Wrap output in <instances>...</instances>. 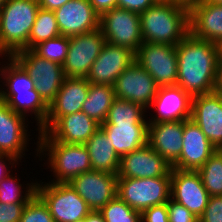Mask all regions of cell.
Listing matches in <instances>:
<instances>
[{
    "instance_id": "cell-10",
    "label": "cell",
    "mask_w": 222,
    "mask_h": 222,
    "mask_svg": "<svg viewBox=\"0 0 222 222\" xmlns=\"http://www.w3.org/2000/svg\"><path fill=\"white\" fill-rule=\"evenodd\" d=\"M105 42V37L99 28L92 32L69 37L67 56L62 65L65 76L67 78H86Z\"/></svg>"
},
{
    "instance_id": "cell-8",
    "label": "cell",
    "mask_w": 222,
    "mask_h": 222,
    "mask_svg": "<svg viewBox=\"0 0 222 222\" xmlns=\"http://www.w3.org/2000/svg\"><path fill=\"white\" fill-rule=\"evenodd\" d=\"M34 80L35 89L49 105L66 78L62 65L36 55L32 50H21L12 56Z\"/></svg>"
},
{
    "instance_id": "cell-13",
    "label": "cell",
    "mask_w": 222,
    "mask_h": 222,
    "mask_svg": "<svg viewBox=\"0 0 222 222\" xmlns=\"http://www.w3.org/2000/svg\"><path fill=\"white\" fill-rule=\"evenodd\" d=\"M99 128V123L80 111L59 117L45 132H38L36 138L37 141L84 145Z\"/></svg>"
},
{
    "instance_id": "cell-14",
    "label": "cell",
    "mask_w": 222,
    "mask_h": 222,
    "mask_svg": "<svg viewBox=\"0 0 222 222\" xmlns=\"http://www.w3.org/2000/svg\"><path fill=\"white\" fill-rule=\"evenodd\" d=\"M170 164L148 144L120 158L117 178L171 177Z\"/></svg>"
},
{
    "instance_id": "cell-52",
    "label": "cell",
    "mask_w": 222,
    "mask_h": 222,
    "mask_svg": "<svg viewBox=\"0 0 222 222\" xmlns=\"http://www.w3.org/2000/svg\"><path fill=\"white\" fill-rule=\"evenodd\" d=\"M76 222H86V217L84 219L78 220Z\"/></svg>"
},
{
    "instance_id": "cell-47",
    "label": "cell",
    "mask_w": 222,
    "mask_h": 222,
    "mask_svg": "<svg viewBox=\"0 0 222 222\" xmlns=\"http://www.w3.org/2000/svg\"><path fill=\"white\" fill-rule=\"evenodd\" d=\"M215 91L222 95V66H219L218 68V78Z\"/></svg>"
},
{
    "instance_id": "cell-42",
    "label": "cell",
    "mask_w": 222,
    "mask_h": 222,
    "mask_svg": "<svg viewBox=\"0 0 222 222\" xmlns=\"http://www.w3.org/2000/svg\"><path fill=\"white\" fill-rule=\"evenodd\" d=\"M19 162L22 161L18 160L15 156L9 154H0V183L3 179L12 174L10 173V171H12V167L16 168V166L20 164Z\"/></svg>"
},
{
    "instance_id": "cell-41",
    "label": "cell",
    "mask_w": 222,
    "mask_h": 222,
    "mask_svg": "<svg viewBox=\"0 0 222 222\" xmlns=\"http://www.w3.org/2000/svg\"><path fill=\"white\" fill-rule=\"evenodd\" d=\"M154 3L153 0H117V7L140 14Z\"/></svg>"
},
{
    "instance_id": "cell-46",
    "label": "cell",
    "mask_w": 222,
    "mask_h": 222,
    "mask_svg": "<svg viewBox=\"0 0 222 222\" xmlns=\"http://www.w3.org/2000/svg\"><path fill=\"white\" fill-rule=\"evenodd\" d=\"M199 1L200 0H172V3H177L190 9L194 4H197Z\"/></svg>"
},
{
    "instance_id": "cell-48",
    "label": "cell",
    "mask_w": 222,
    "mask_h": 222,
    "mask_svg": "<svg viewBox=\"0 0 222 222\" xmlns=\"http://www.w3.org/2000/svg\"><path fill=\"white\" fill-rule=\"evenodd\" d=\"M155 3H172V0H153Z\"/></svg>"
},
{
    "instance_id": "cell-15",
    "label": "cell",
    "mask_w": 222,
    "mask_h": 222,
    "mask_svg": "<svg viewBox=\"0 0 222 222\" xmlns=\"http://www.w3.org/2000/svg\"><path fill=\"white\" fill-rule=\"evenodd\" d=\"M210 195L197 171L171 168V199L186 207L196 217L205 211Z\"/></svg>"
},
{
    "instance_id": "cell-38",
    "label": "cell",
    "mask_w": 222,
    "mask_h": 222,
    "mask_svg": "<svg viewBox=\"0 0 222 222\" xmlns=\"http://www.w3.org/2000/svg\"><path fill=\"white\" fill-rule=\"evenodd\" d=\"M199 222H222V195L210 196L205 211L199 217Z\"/></svg>"
},
{
    "instance_id": "cell-7",
    "label": "cell",
    "mask_w": 222,
    "mask_h": 222,
    "mask_svg": "<svg viewBox=\"0 0 222 222\" xmlns=\"http://www.w3.org/2000/svg\"><path fill=\"white\" fill-rule=\"evenodd\" d=\"M99 29L105 41L137 52L143 43L139 14L122 8H113L100 15Z\"/></svg>"
},
{
    "instance_id": "cell-31",
    "label": "cell",
    "mask_w": 222,
    "mask_h": 222,
    "mask_svg": "<svg viewBox=\"0 0 222 222\" xmlns=\"http://www.w3.org/2000/svg\"><path fill=\"white\" fill-rule=\"evenodd\" d=\"M54 11L40 8L28 37V50L40 42L60 36Z\"/></svg>"
},
{
    "instance_id": "cell-37",
    "label": "cell",
    "mask_w": 222,
    "mask_h": 222,
    "mask_svg": "<svg viewBox=\"0 0 222 222\" xmlns=\"http://www.w3.org/2000/svg\"><path fill=\"white\" fill-rule=\"evenodd\" d=\"M169 222H199V218L171 198L167 202Z\"/></svg>"
},
{
    "instance_id": "cell-49",
    "label": "cell",
    "mask_w": 222,
    "mask_h": 222,
    "mask_svg": "<svg viewBox=\"0 0 222 222\" xmlns=\"http://www.w3.org/2000/svg\"><path fill=\"white\" fill-rule=\"evenodd\" d=\"M205 1L211 2L213 4H221L222 5V0H205Z\"/></svg>"
},
{
    "instance_id": "cell-45",
    "label": "cell",
    "mask_w": 222,
    "mask_h": 222,
    "mask_svg": "<svg viewBox=\"0 0 222 222\" xmlns=\"http://www.w3.org/2000/svg\"><path fill=\"white\" fill-rule=\"evenodd\" d=\"M86 222H105L103 215L99 211H91L86 216Z\"/></svg>"
},
{
    "instance_id": "cell-2",
    "label": "cell",
    "mask_w": 222,
    "mask_h": 222,
    "mask_svg": "<svg viewBox=\"0 0 222 222\" xmlns=\"http://www.w3.org/2000/svg\"><path fill=\"white\" fill-rule=\"evenodd\" d=\"M143 42L177 45L190 32L189 8L154 3L139 14Z\"/></svg>"
},
{
    "instance_id": "cell-33",
    "label": "cell",
    "mask_w": 222,
    "mask_h": 222,
    "mask_svg": "<svg viewBox=\"0 0 222 222\" xmlns=\"http://www.w3.org/2000/svg\"><path fill=\"white\" fill-rule=\"evenodd\" d=\"M197 172L210 196L222 195V150H216Z\"/></svg>"
},
{
    "instance_id": "cell-23",
    "label": "cell",
    "mask_w": 222,
    "mask_h": 222,
    "mask_svg": "<svg viewBox=\"0 0 222 222\" xmlns=\"http://www.w3.org/2000/svg\"><path fill=\"white\" fill-rule=\"evenodd\" d=\"M191 100L192 97L177 85L159 87L149 108L154 107L155 113L158 114L149 113L151 119L148 117V122L189 119L191 116Z\"/></svg>"
},
{
    "instance_id": "cell-27",
    "label": "cell",
    "mask_w": 222,
    "mask_h": 222,
    "mask_svg": "<svg viewBox=\"0 0 222 222\" xmlns=\"http://www.w3.org/2000/svg\"><path fill=\"white\" fill-rule=\"evenodd\" d=\"M0 99L5 101L15 113L21 114L26 118L29 115L35 116L34 120L38 126L36 131L45 124L49 105L42 99L36 89L32 90V93L0 94Z\"/></svg>"
},
{
    "instance_id": "cell-6",
    "label": "cell",
    "mask_w": 222,
    "mask_h": 222,
    "mask_svg": "<svg viewBox=\"0 0 222 222\" xmlns=\"http://www.w3.org/2000/svg\"><path fill=\"white\" fill-rule=\"evenodd\" d=\"M36 194L46 204L54 222H76L92 211L69 183L37 181Z\"/></svg>"
},
{
    "instance_id": "cell-44",
    "label": "cell",
    "mask_w": 222,
    "mask_h": 222,
    "mask_svg": "<svg viewBox=\"0 0 222 222\" xmlns=\"http://www.w3.org/2000/svg\"><path fill=\"white\" fill-rule=\"evenodd\" d=\"M68 1L69 0H38L40 8L51 11L60 8Z\"/></svg>"
},
{
    "instance_id": "cell-5",
    "label": "cell",
    "mask_w": 222,
    "mask_h": 222,
    "mask_svg": "<svg viewBox=\"0 0 222 222\" xmlns=\"http://www.w3.org/2000/svg\"><path fill=\"white\" fill-rule=\"evenodd\" d=\"M117 196L142 213L152 206L168 202L171 198V177L117 178Z\"/></svg>"
},
{
    "instance_id": "cell-21",
    "label": "cell",
    "mask_w": 222,
    "mask_h": 222,
    "mask_svg": "<svg viewBox=\"0 0 222 222\" xmlns=\"http://www.w3.org/2000/svg\"><path fill=\"white\" fill-rule=\"evenodd\" d=\"M90 83L86 78H65L55 99L49 104L45 124L38 132H45L59 117L80 112L86 101Z\"/></svg>"
},
{
    "instance_id": "cell-26",
    "label": "cell",
    "mask_w": 222,
    "mask_h": 222,
    "mask_svg": "<svg viewBox=\"0 0 222 222\" xmlns=\"http://www.w3.org/2000/svg\"><path fill=\"white\" fill-rule=\"evenodd\" d=\"M111 140L99 128L84 144L88 150L92 170L117 175L120 157Z\"/></svg>"
},
{
    "instance_id": "cell-20",
    "label": "cell",
    "mask_w": 222,
    "mask_h": 222,
    "mask_svg": "<svg viewBox=\"0 0 222 222\" xmlns=\"http://www.w3.org/2000/svg\"><path fill=\"white\" fill-rule=\"evenodd\" d=\"M183 147L179 160L172 166L179 170L197 171L217 150L190 118L184 120Z\"/></svg>"
},
{
    "instance_id": "cell-34",
    "label": "cell",
    "mask_w": 222,
    "mask_h": 222,
    "mask_svg": "<svg viewBox=\"0 0 222 222\" xmlns=\"http://www.w3.org/2000/svg\"><path fill=\"white\" fill-rule=\"evenodd\" d=\"M69 47V37L60 35L35 45L31 50L41 58L63 65Z\"/></svg>"
},
{
    "instance_id": "cell-3",
    "label": "cell",
    "mask_w": 222,
    "mask_h": 222,
    "mask_svg": "<svg viewBox=\"0 0 222 222\" xmlns=\"http://www.w3.org/2000/svg\"><path fill=\"white\" fill-rule=\"evenodd\" d=\"M40 9L38 0H7L0 9V58L28 50V37Z\"/></svg>"
},
{
    "instance_id": "cell-32",
    "label": "cell",
    "mask_w": 222,
    "mask_h": 222,
    "mask_svg": "<svg viewBox=\"0 0 222 222\" xmlns=\"http://www.w3.org/2000/svg\"><path fill=\"white\" fill-rule=\"evenodd\" d=\"M20 178L10 174L0 183V203H27L36 193L37 180H33L24 185L20 183ZM35 181V182H34ZM23 185V186H22ZM24 190V191H23ZM25 193V194H24Z\"/></svg>"
},
{
    "instance_id": "cell-1",
    "label": "cell",
    "mask_w": 222,
    "mask_h": 222,
    "mask_svg": "<svg viewBox=\"0 0 222 222\" xmlns=\"http://www.w3.org/2000/svg\"><path fill=\"white\" fill-rule=\"evenodd\" d=\"M176 85L191 97L215 92L220 63L219 45L188 33L176 45Z\"/></svg>"
},
{
    "instance_id": "cell-16",
    "label": "cell",
    "mask_w": 222,
    "mask_h": 222,
    "mask_svg": "<svg viewBox=\"0 0 222 222\" xmlns=\"http://www.w3.org/2000/svg\"><path fill=\"white\" fill-rule=\"evenodd\" d=\"M28 125V118L15 113L5 101L0 99V154H9L22 160L32 139L28 132Z\"/></svg>"
},
{
    "instance_id": "cell-40",
    "label": "cell",
    "mask_w": 222,
    "mask_h": 222,
    "mask_svg": "<svg viewBox=\"0 0 222 222\" xmlns=\"http://www.w3.org/2000/svg\"><path fill=\"white\" fill-rule=\"evenodd\" d=\"M141 222H169L167 203L144 210L141 213Z\"/></svg>"
},
{
    "instance_id": "cell-4",
    "label": "cell",
    "mask_w": 222,
    "mask_h": 222,
    "mask_svg": "<svg viewBox=\"0 0 222 222\" xmlns=\"http://www.w3.org/2000/svg\"><path fill=\"white\" fill-rule=\"evenodd\" d=\"M35 155L47 159V169L53 172V183H69L78 175L92 170L88 150L83 144L59 141H36ZM39 154V155H38ZM41 156V157H40Z\"/></svg>"
},
{
    "instance_id": "cell-12",
    "label": "cell",
    "mask_w": 222,
    "mask_h": 222,
    "mask_svg": "<svg viewBox=\"0 0 222 222\" xmlns=\"http://www.w3.org/2000/svg\"><path fill=\"white\" fill-rule=\"evenodd\" d=\"M69 185L92 211H100L117 196V175L106 172H84L73 178Z\"/></svg>"
},
{
    "instance_id": "cell-11",
    "label": "cell",
    "mask_w": 222,
    "mask_h": 222,
    "mask_svg": "<svg viewBox=\"0 0 222 222\" xmlns=\"http://www.w3.org/2000/svg\"><path fill=\"white\" fill-rule=\"evenodd\" d=\"M115 98L131 101L149 109L159 86L137 62H133L117 77L113 85Z\"/></svg>"
},
{
    "instance_id": "cell-43",
    "label": "cell",
    "mask_w": 222,
    "mask_h": 222,
    "mask_svg": "<svg viewBox=\"0 0 222 222\" xmlns=\"http://www.w3.org/2000/svg\"><path fill=\"white\" fill-rule=\"evenodd\" d=\"M88 1L99 15L117 7V0H88Z\"/></svg>"
},
{
    "instance_id": "cell-28",
    "label": "cell",
    "mask_w": 222,
    "mask_h": 222,
    "mask_svg": "<svg viewBox=\"0 0 222 222\" xmlns=\"http://www.w3.org/2000/svg\"><path fill=\"white\" fill-rule=\"evenodd\" d=\"M2 59L8 61H5V66L1 65L4 61L0 62V82L2 83L0 94L32 93L35 83L24 68L13 57H2Z\"/></svg>"
},
{
    "instance_id": "cell-50",
    "label": "cell",
    "mask_w": 222,
    "mask_h": 222,
    "mask_svg": "<svg viewBox=\"0 0 222 222\" xmlns=\"http://www.w3.org/2000/svg\"><path fill=\"white\" fill-rule=\"evenodd\" d=\"M219 48H220V63H219V66H222V45H220Z\"/></svg>"
},
{
    "instance_id": "cell-36",
    "label": "cell",
    "mask_w": 222,
    "mask_h": 222,
    "mask_svg": "<svg viewBox=\"0 0 222 222\" xmlns=\"http://www.w3.org/2000/svg\"><path fill=\"white\" fill-rule=\"evenodd\" d=\"M19 222H54L46 204L35 193L27 202Z\"/></svg>"
},
{
    "instance_id": "cell-17",
    "label": "cell",
    "mask_w": 222,
    "mask_h": 222,
    "mask_svg": "<svg viewBox=\"0 0 222 222\" xmlns=\"http://www.w3.org/2000/svg\"><path fill=\"white\" fill-rule=\"evenodd\" d=\"M211 144L222 150V95L215 92L192 97L191 116Z\"/></svg>"
},
{
    "instance_id": "cell-30",
    "label": "cell",
    "mask_w": 222,
    "mask_h": 222,
    "mask_svg": "<svg viewBox=\"0 0 222 222\" xmlns=\"http://www.w3.org/2000/svg\"><path fill=\"white\" fill-rule=\"evenodd\" d=\"M146 110L138 103L115 98L105 122L101 125L148 124L146 113L149 112Z\"/></svg>"
},
{
    "instance_id": "cell-9",
    "label": "cell",
    "mask_w": 222,
    "mask_h": 222,
    "mask_svg": "<svg viewBox=\"0 0 222 222\" xmlns=\"http://www.w3.org/2000/svg\"><path fill=\"white\" fill-rule=\"evenodd\" d=\"M135 61L159 87L176 85L178 61L175 45L143 42L135 53Z\"/></svg>"
},
{
    "instance_id": "cell-29",
    "label": "cell",
    "mask_w": 222,
    "mask_h": 222,
    "mask_svg": "<svg viewBox=\"0 0 222 222\" xmlns=\"http://www.w3.org/2000/svg\"><path fill=\"white\" fill-rule=\"evenodd\" d=\"M114 99L113 86L90 83L81 111L101 125L105 122Z\"/></svg>"
},
{
    "instance_id": "cell-51",
    "label": "cell",
    "mask_w": 222,
    "mask_h": 222,
    "mask_svg": "<svg viewBox=\"0 0 222 222\" xmlns=\"http://www.w3.org/2000/svg\"><path fill=\"white\" fill-rule=\"evenodd\" d=\"M7 0H0V9L2 7V5L6 2Z\"/></svg>"
},
{
    "instance_id": "cell-39",
    "label": "cell",
    "mask_w": 222,
    "mask_h": 222,
    "mask_svg": "<svg viewBox=\"0 0 222 222\" xmlns=\"http://www.w3.org/2000/svg\"><path fill=\"white\" fill-rule=\"evenodd\" d=\"M27 203H0V222H19Z\"/></svg>"
},
{
    "instance_id": "cell-25",
    "label": "cell",
    "mask_w": 222,
    "mask_h": 222,
    "mask_svg": "<svg viewBox=\"0 0 222 222\" xmlns=\"http://www.w3.org/2000/svg\"><path fill=\"white\" fill-rule=\"evenodd\" d=\"M121 158L147 144L148 124L100 125Z\"/></svg>"
},
{
    "instance_id": "cell-18",
    "label": "cell",
    "mask_w": 222,
    "mask_h": 222,
    "mask_svg": "<svg viewBox=\"0 0 222 222\" xmlns=\"http://www.w3.org/2000/svg\"><path fill=\"white\" fill-rule=\"evenodd\" d=\"M133 62H135L133 51L105 42L86 79L89 83L113 86L117 77Z\"/></svg>"
},
{
    "instance_id": "cell-19",
    "label": "cell",
    "mask_w": 222,
    "mask_h": 222,
    "mask_svg": "<svg viewBox=\"0 0 222 222\" xmlns=\"http://www.w3.org/2000/svg\"><path fill=\"white\" fill-rule=\"evenodd\" d=\"M54 13L63 36L85 34L99 28L100 15L88 0H69Z\"/></svg>"
},
{
    "instance_id": "cell-35",
    "label": "cell",
    "mask_w": 222,
    "mask_h": 222,
    "mask_svg": "<svg viewBox=\"0 0 222 222\" xmlns=\"http://www.w3.org/2000/svg\"><path fill=\"white\" fill-rule=\"evenodd\" d=\"M105 222H141V213L128 206L118 196L100 211Z\"/></svg>"
},
{
    "instance_id": "cell-24",
    "label": "cell",
    "mask_w": 222,
    "mask_h": 222,
    "mask_svg": "<svg viewBox=\"0 0 222 222\" xmlns=\"http://www.w3.org/2000/svg\"><path fill=\"white\" fill-rule=\"evenodd\" d=\"M190 33L222 45V5L200 0L189 9Z\"/></svg>"
},
{
    "instance_id": "cell-22",
    "label": "cell",
    "mask_w": 222,
    "mask_h": 222,
    "mask_svg": "<svg viewBox=\"0 0 222 222\" xmlns=\"http://www.w3.org/2000/svg\"><path fill=\"white\" fill-rule=\"evenodd\" d=\"M183 129L184 120L148 123L147 144L170 166L179 160L183 147Z\"/></svg>"
}]
</instances>
